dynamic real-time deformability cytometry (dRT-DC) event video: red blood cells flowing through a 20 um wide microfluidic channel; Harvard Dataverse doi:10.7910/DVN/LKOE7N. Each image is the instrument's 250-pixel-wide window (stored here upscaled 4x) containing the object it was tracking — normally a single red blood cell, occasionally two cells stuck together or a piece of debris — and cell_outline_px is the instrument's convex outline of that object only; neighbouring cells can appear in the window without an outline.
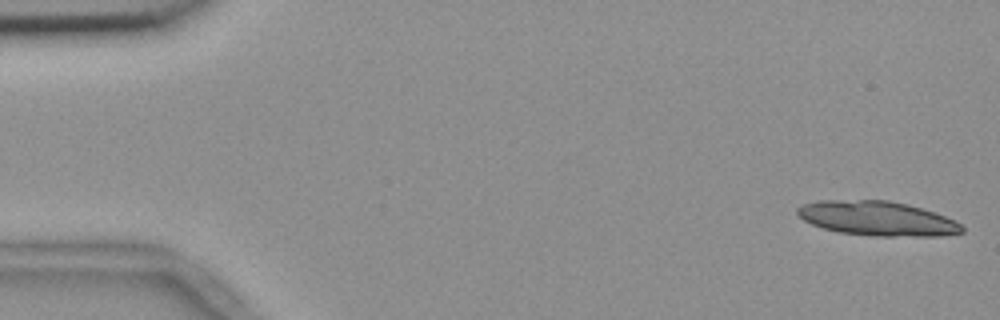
{"species": "common noctule bat (a hibernating species)", "species_latin": "Nyctalus noctula", "temperature_condition": "room temperature", "stored_images_in_passage": 26, "camera_frame_rate_fps": 3000, "um_per_image_px": 0.085, "animal": {"sex": "female", "body_mass_g": 18.4}, "frame": {"image": 1, "passage_image": 1, "time_ms": 0.0, "image_size_px": [1000, 320], "cell_outline_px": [[964, 232], [940, 236], [872, 236], [840, 232], [824, 228], [812, 224], [804, 220], [796, 212], [796, 208], [800, 204], [820, 200], [888, 200], [908, 204], [936, 212], [956, 220], [964, 228]], "centroid_in_image_um": [74.59, 18.56], "position_along_channel_um": 10.4, "area_um2": 33.29}}
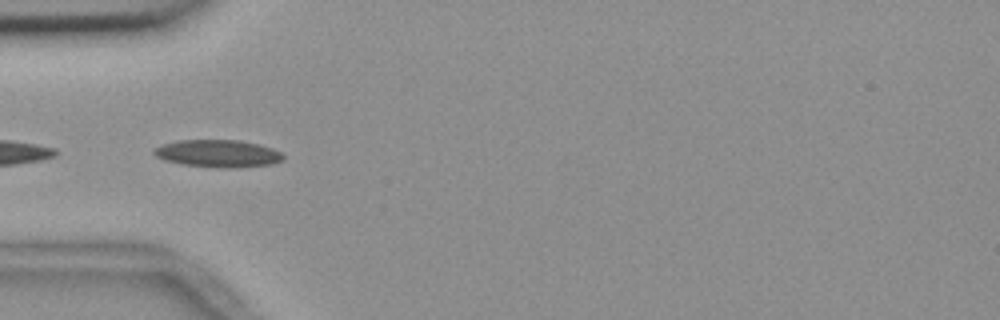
{"frame": {"image": 2, "passage_image": 17, "time_ms": 5.333, "image_size_px": [1000, 320], "cell_outline_px": [[284, 160], [272, 164], [232, 168], [228, 168], [184, 164], [164, 160], [156, 156], [152, 152], [156, 148], [164, 144], [176, 140], [240, 140], [260, 144], [272, 148], [280, 152], [284, 156]], "centroid_in_image_um": [18.56, 13.04], "position_along_channel_um": 66.4, "area_um2": 20.52}}